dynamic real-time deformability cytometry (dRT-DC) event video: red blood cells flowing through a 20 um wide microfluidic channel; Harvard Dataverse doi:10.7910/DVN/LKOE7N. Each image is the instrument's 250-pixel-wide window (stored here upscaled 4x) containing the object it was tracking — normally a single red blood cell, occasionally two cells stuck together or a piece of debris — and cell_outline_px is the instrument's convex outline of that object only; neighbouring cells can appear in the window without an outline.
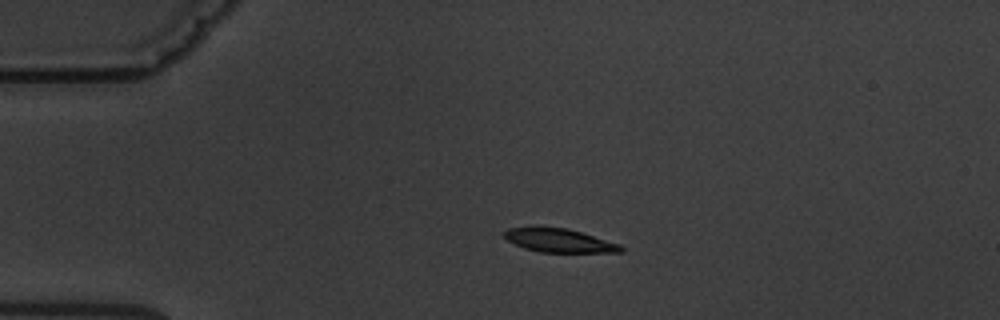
{"species": "common noctule bat (a hibernating species)", "species_latin": "Nyctalus noctula", "temperature_condition": "warm", "stored_images_in_passage": 4, "camera_frame_rate_fps": 3000, "um_per_image_px": 0.085, "animal": {"sex": "male", "body_mass_g": 19.5, "forearm_length_mm": 54.6}, "frame": {"image": 1, "passage_image": 3, "time_ms": 3.333, "image_size_px": [1000, 320], "cell_outline_px": [[624, 252], [540, 252], [524, 248], [508, 240], [504, 236], [504, 232], [508, 228], [568, 228], [620, 244], [624, 248]], "centroid_in_image_um": [47.58, 20.46], "position_along_channel_um": 37.4, "area_um2": 15.66}}